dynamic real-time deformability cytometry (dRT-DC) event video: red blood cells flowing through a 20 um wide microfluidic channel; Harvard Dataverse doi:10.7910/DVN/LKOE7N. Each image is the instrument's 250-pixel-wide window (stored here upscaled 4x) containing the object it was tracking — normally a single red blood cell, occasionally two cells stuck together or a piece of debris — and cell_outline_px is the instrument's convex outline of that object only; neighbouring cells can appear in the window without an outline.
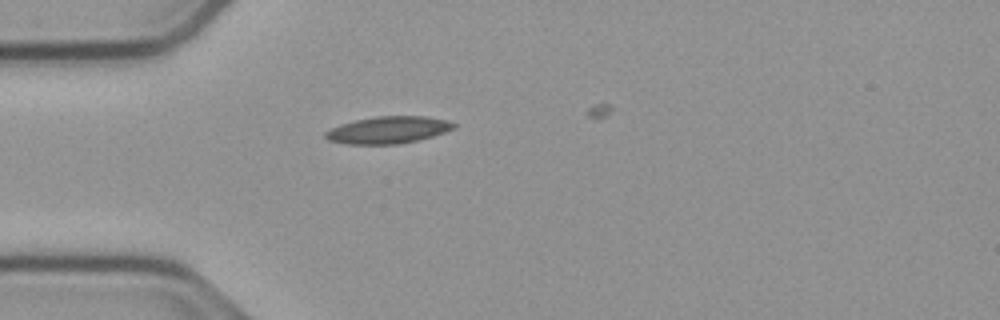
{"species": "common noctule bat (a hibernating species)", "species_latin": "Nyctalus noctula", "temperature_condition": "cold", "stored_images_in_passage": 9, "camera_frame_rate_fps": 3000, "um_per_image_px": 0.085, "animal": {"sex": "male", "body_mass_g": 23.1, "forearm_length_mm": 52.7}, "frame": {"image": 1, "passage_image": 1, "time_ms": 0.0, "image_size_px": [1000, 320], "cell_outline_px": [[456, 124], [452, 128], [444, 132], [432, 136], [416, 140], [396, 144], [348, 144], [328, 140], [324, 136], [324, 132], [340, 124], [356, 120], [376, 116], [424, 116], [448, 120]], "centroid_in_image_um": [32.96, 11.04], "position_along_channel_um": 52.0, "area_um2": 20.0}}
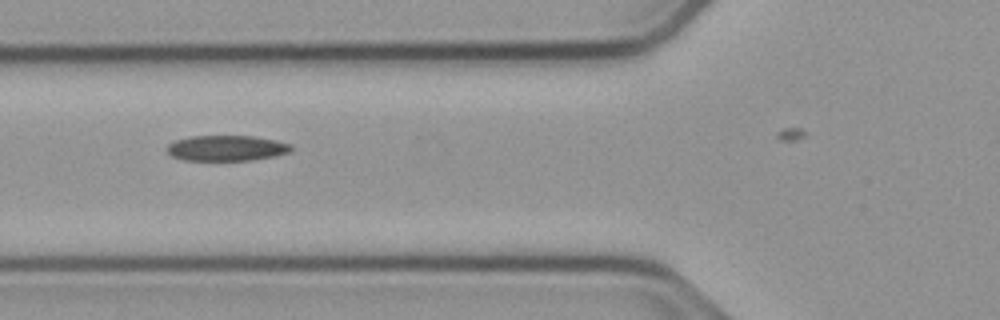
{"frame": {"image": 2, "passage_image": 6, "time_ms": 1.667, "image_size_px": [1000, 320], "cell_outline_px": [[292, 152], [276, 156], [252, 160], [184, 160], [172, 156], [168, 152], [168, 144], [176, 140], [192, 136], [252, 136], [276, 140], [292, 144]], "centroid_in_image_um": [19.31, 12.59], "position_along_channel_um": 106.5, "area_um2": 18.5}}